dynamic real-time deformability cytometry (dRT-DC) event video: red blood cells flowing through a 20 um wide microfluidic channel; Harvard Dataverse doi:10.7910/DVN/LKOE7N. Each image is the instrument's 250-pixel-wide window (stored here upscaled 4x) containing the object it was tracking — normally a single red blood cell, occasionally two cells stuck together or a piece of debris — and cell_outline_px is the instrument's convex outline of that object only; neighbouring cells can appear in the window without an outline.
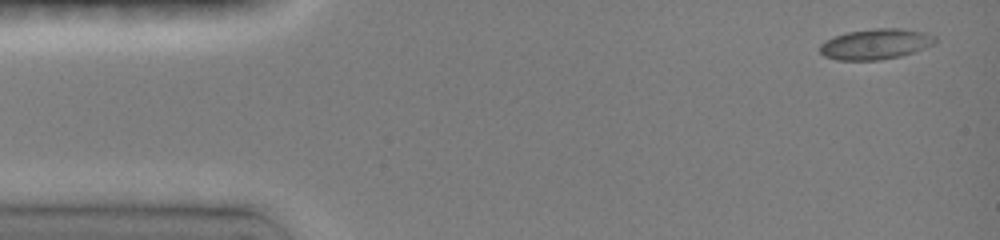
{"species": "common noctule bat (a hibernating species)", "species_latin": "Nyctalus noctula", "temperature_condition": "room temperature", "stored_images_in_passage": 33, "camera_frame_rate_fps": 3000, "um_per_image_px": 0.085, "animal": {"sex": "female", "body_mass_g": 19.0, "forearm_length_mm": 51.5}, "frame": {"image": 1, "passage_image": 1, "time_ms": 0.0, "image_size_px": [1000, 240], "cell_outline_px": [[936, 40], [932, 44], [924, 48], [900, 56], [880, 60], [836, 60], [824, 56], [820, 52], [820, 44], [824, 40], [832, 36], [848, 32], [876, 28], [900, 28], [924, 32], [936, 36]], "centroid_in_image_um": [74.38, 3.74], "position_along_channel_um": 10.6, "area_um2": 20.52}}
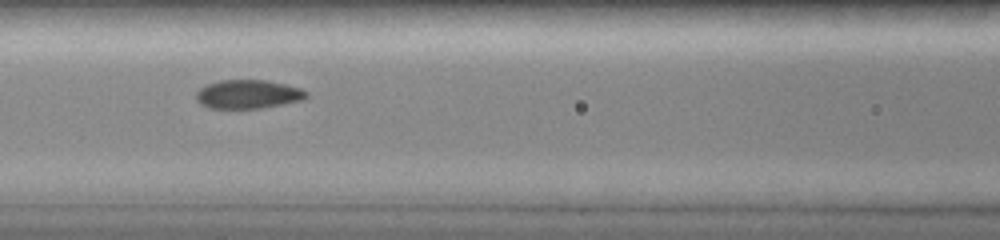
{"frame": {"image": 2, "passage_image": 17, "time_ms": 6.0, "image_size_px": [1000, 240], "cell_outline_px": [[308, 96], [300, 100], [260, 108], [208, 108], [200, 104], [196, 100], [196, 92], [200, 88], [208, 84], [220, 80], [268, 80], [300, 88], [308, 92]], "centroid_in_image_um": [21.05, 8.0], "position_along_channel_um": 145.6, "area_um2": 18.32}}
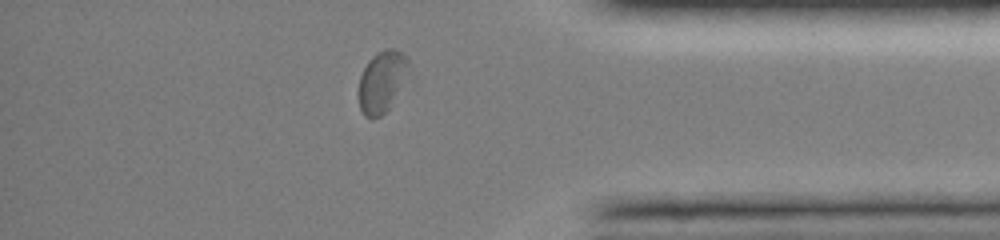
{"frame": {"image": 3, "passage_image": 30, "time_ms": 12.667, "image_size_px": [1000, 240], "cell_outline_px": [[408, 64], [388, 108], [380, 116], [372, 120], [364, 116], [360, 108], [360, 76], [368, 60], [372, 56], [388, 48], [396, 48], [404, 52], [408, 60]], "centroid_in_image_um": [32.4, 6.91], "position_along_channel_um": 402.8, "area_um2": 16.88}}